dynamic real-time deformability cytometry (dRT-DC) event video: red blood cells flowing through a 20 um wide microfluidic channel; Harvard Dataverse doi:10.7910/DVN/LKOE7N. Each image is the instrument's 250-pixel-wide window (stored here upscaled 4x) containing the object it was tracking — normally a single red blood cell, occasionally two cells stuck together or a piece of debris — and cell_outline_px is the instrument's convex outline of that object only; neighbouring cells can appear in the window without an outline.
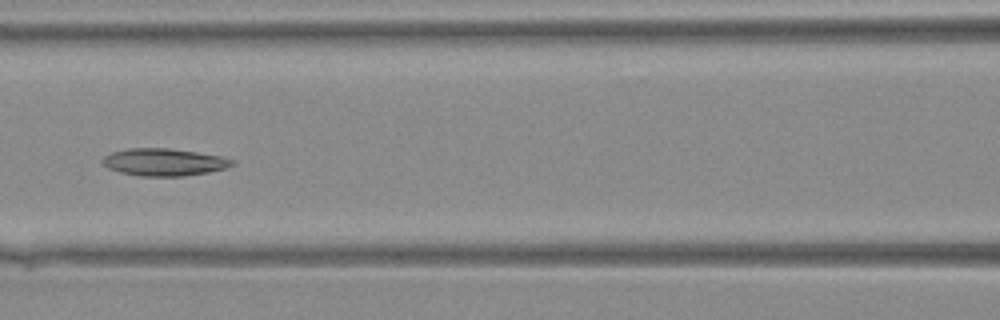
{"species": "Egyptian fruit bat (a non-hibernating species)", "species_latin": "Rousettus aegyptiacus", "temperature_condition": "warm", "stored_images_in_passage": 42, "camera_frame_rate_fps": 3000, "um_per_image_px": 0.085, "animal": {"sex": "female"}, "frame": {"image": 1, "passage_image": 20, "time_ms": 6.333, "image_size_px": [1000, 320], "cell_outline_px": [[236, 164], [224, 168], [208, 172], [184, 176], [140, 176], [120, 172], [108, 168], [100, 160], [104, 156], [112, 152], [128, 148], [168, 148], [224, 156], [236, 160]], "centroid_in_image_um": [13.97, 13.77], "position_along_channel_um": 152.6, "area_um2": 20.75}}
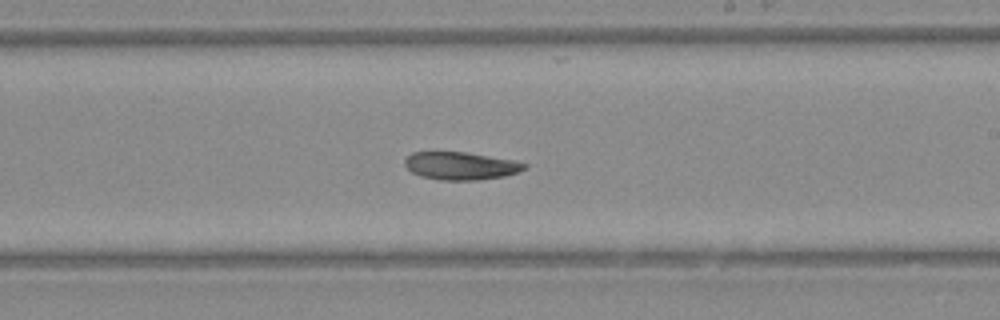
{"frame": {"image": 2, "passage_image": 26, "time_ms": 8.333, "image_size_px": [1000, 320], "cell_outline_px": [[528, 168], [504, 176], [476, 180], [440, 180], [420, 176], [412, 172], [404, 164], [404, 160], [412, 152], [468, 152], [516, 160], [528, 164]], "centroid_in_image_um": [39.19, 14.09], "position_along_channel_um": 249.8, "area_um2": 19.48}}
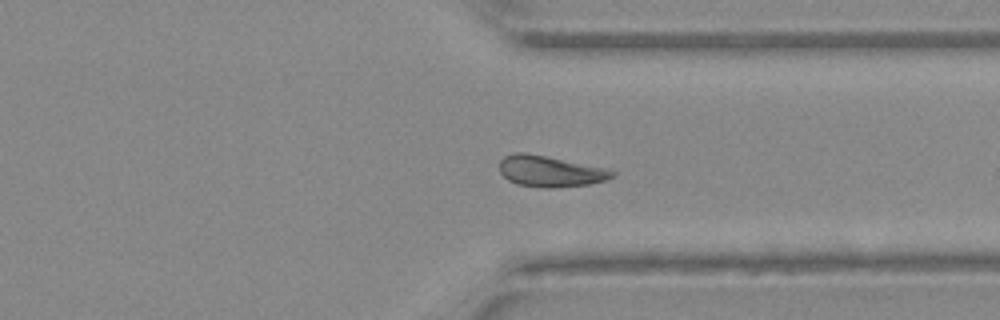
{"frame": {"image": 3, "passage_image": 33, "time_ms": 10.667, "image_size_px": [1000, 320], "cell_outline_px": [[616, 176], [608, 180], [588, 184], [552, 188], [540, 188], [516, 184], [508, 180], [500, 172], [500, 160], [504, 156], [516, 152], [524, 152], [604, 168], [616, 172]], "centroid_in_image_um": [46.75, 14.58], "position_along_channel_um": 364.7, "area_um2": 20.29}}